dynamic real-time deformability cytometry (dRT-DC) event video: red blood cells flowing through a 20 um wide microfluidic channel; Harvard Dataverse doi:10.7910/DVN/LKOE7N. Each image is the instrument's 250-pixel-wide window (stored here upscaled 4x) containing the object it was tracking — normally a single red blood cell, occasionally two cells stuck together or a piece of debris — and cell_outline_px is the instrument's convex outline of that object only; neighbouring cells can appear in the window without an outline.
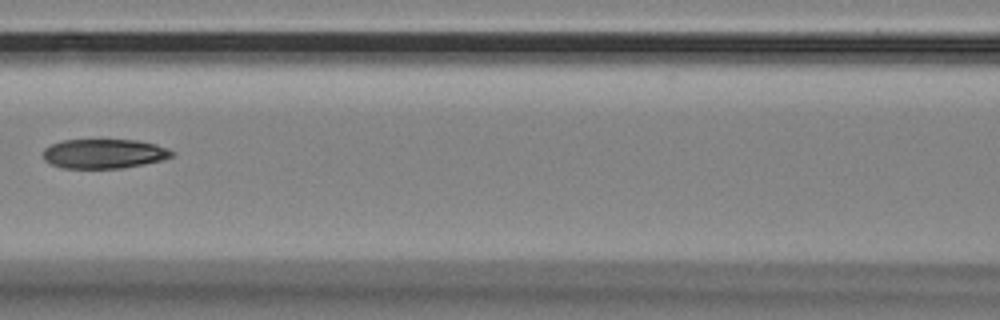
{"species": "Egyptian fruit bat (a non-hibernating species)", "species_latin": "Rousettus aegyptiacus", "temperature_condition": "room temperature", "stored_images_in_passage": 8, "camera_frame_rate_fps": 3000, "um_per_image_px": 0.085, "animal": {"sex": "female"}, "frame": {"image": 1, "passage_image": 8, "time_ms": 2.333, "image_size_px": [1000, 320], "cell_outline_px": [[172, 156], [160, 160], [144, 164], [124, 168], [64, 168], [52, 164], [44, 160], [44, 148], [52, 144], [64, 140], [136, 140], [156, 144], [172, 152]], "centroid_in_image_um": [8.81, 13.07], "position_along_channel_um": 157.8, "area_um2": 21.79}}